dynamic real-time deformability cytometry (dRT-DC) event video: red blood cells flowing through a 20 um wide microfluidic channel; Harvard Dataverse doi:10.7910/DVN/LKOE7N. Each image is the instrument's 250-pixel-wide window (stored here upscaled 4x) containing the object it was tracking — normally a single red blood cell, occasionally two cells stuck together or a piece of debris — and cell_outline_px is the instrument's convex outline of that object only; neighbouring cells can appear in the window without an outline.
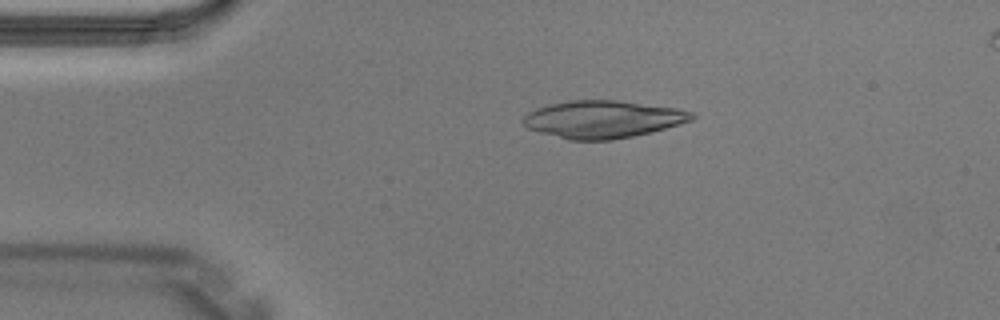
{"species": "Egyptian fruit bat (a non-hibernating species)", "species_latin": "Rousettus aegyptiacus", "temperature_condition": "warm", "stored_images_in_passage": 3, "camera_frame_rate_fps": 3000, "um_per_image_px": 0.085, "animal": {"sex": "male"}, "frame": {"image": 1, "passage_image": 1, "time_ms": 0.0, "image_size_px": [1000, 320], "cell_outline_px": [[696, 116], [692, 120], [680, 124], [632, 136], [612, 140], [568, 140], [540, 132], [528, 128], [520, 120], [528, 112], [536, 108], [548, 104], [568, 100], [616, 100], [676, 108], [692, 112]], "centroid_in_image_um": [51.2, 10.13], "position_along_channel_um": 33.8, "area_um2": 36.7}}